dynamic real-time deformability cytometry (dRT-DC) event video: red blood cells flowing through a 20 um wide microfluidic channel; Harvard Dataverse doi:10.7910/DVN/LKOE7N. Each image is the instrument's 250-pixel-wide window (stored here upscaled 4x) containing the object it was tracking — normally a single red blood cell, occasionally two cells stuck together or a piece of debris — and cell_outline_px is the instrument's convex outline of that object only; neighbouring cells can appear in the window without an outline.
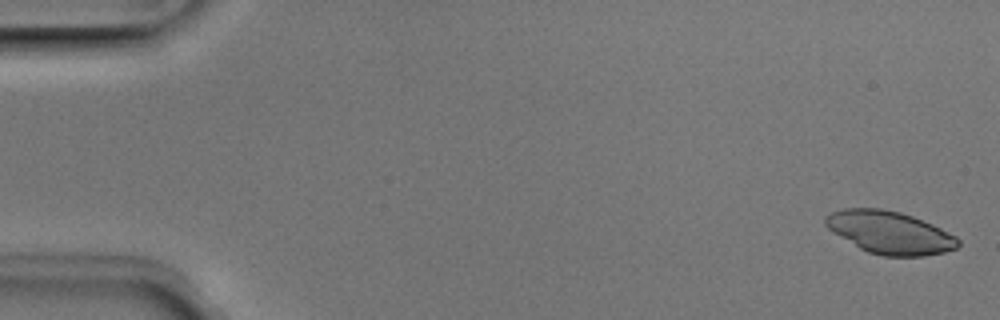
{"species": "Egyptian fruit bat (a non-hibernating species)", "species_latin": "Rousettus aegyptiacus", "temperature_condition": "room temperature", "stored_images_in_passage": 16, "camera_frame_rate_fps": 3000, "um_per_image_px": 0.085, "animal": {"sex": "male"}, "frame": {"image": 1, "passage_image": 2, "time_ms": 0.333, "image_size_px": [1000, 320], "cell_outline_px": [[960, 244], [956, 248], [944, 252], [924, 256], [884, 256], [868, 252], [860, 248], [832, 232], [824, 224], [824, 216], [840, 208], [880, 208], [900, 212], [912, 216], [932, 224], [956, 236], [960, 240]], "centroid_in_image_um": [75.61, 19.75], "position_along_channel_um": 9.4, "area_um2": 32.95}}